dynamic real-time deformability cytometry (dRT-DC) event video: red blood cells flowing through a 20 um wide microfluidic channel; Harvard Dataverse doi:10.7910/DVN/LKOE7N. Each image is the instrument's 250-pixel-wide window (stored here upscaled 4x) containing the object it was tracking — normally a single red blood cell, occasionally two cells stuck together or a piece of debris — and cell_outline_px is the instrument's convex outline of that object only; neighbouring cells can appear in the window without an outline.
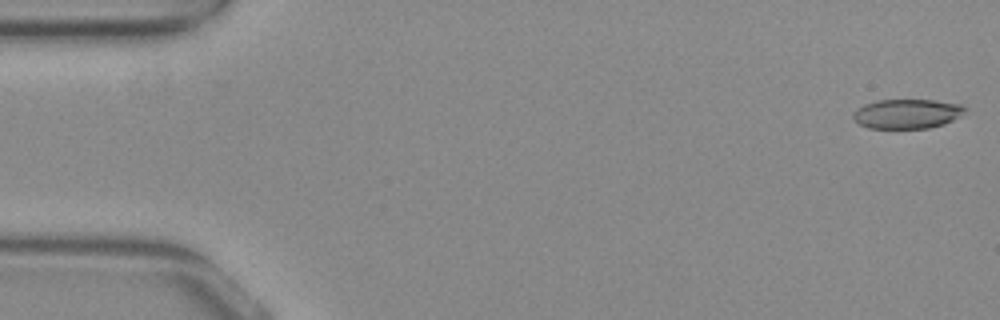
{"species": "common noctule bat (a hibernating species)", "species_latin": "Nyctalus noctula", "temperature_condition": "warm", "stored_images_in_passage": 43, "camera_frame_rate_fps": 3000, "um_per_image_px": 0.085, "animal": {"sex": "female", "body_mass_g": 29.2, "forearm_length_mm": 56.3}, "frame": {"image": 1, "passage_image": 1, "time_ms": 0.0, "image_size_px": [1000, 320], "cell_outline_px": [[964, 108], [952, 120], [944, 124], [928, 128], [868, 128], [860, 124], [852, 116], [852, 112], [864, 104], [876, 100], [932, 100], [960, 104]], "centroid_in_image_um": [77.01, 9.67], "position_along_channel_um": 8.0, "area_um2": 18.84}}
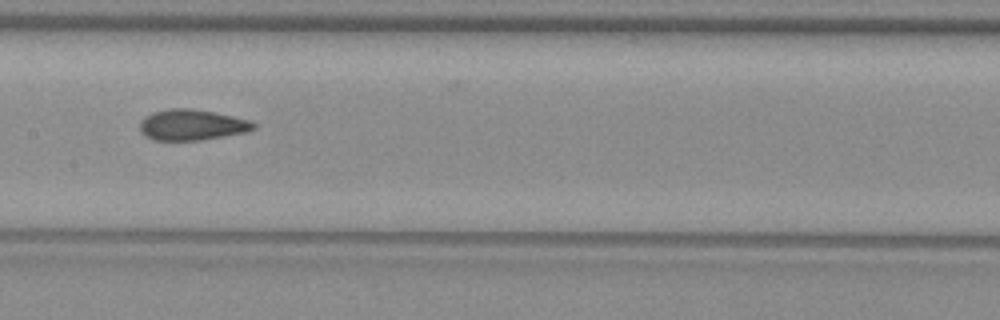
{"frame": {"image": 2, "passage_image": 26, "time_ms": 8.333, "image_size_px": [1000, 320], "cell_outline_px": [[256, 128], [244, 132], [224, 136], [200, 140], [152, 140], [144, 136], [140, 132], [140, 120], [144, 116], [152, 112], [172, 108], [192, 108], [232, 116], [248, 120], [256, 124]], "centroid_in_image_um": [16.25, 10.61], "position_along_channel_um": 191.2, "area_um2": 20.4}}
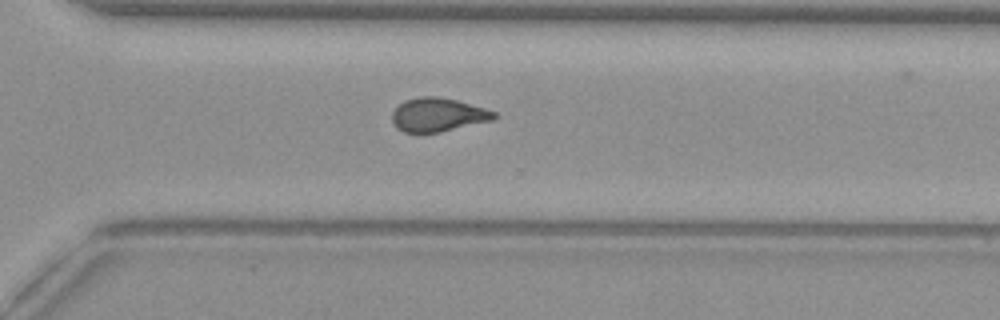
{"frame": {"image": 3, "passage_image": 37, "time_ms": 12.0, "image_size_px": [1000, 320], "cell_outline_px": [[496, 120], [440, 132], [420, 136], [404, 132], [396, 128], [392, 124], [392, 112], [404, 100], [420, 96], [436, 96], [456, 100], [484, 108], [496, 112]], "centroid_in_image_um": [37.19, 9.8], "position_along_channel_um": 333.4, "area_um2": 20.63}, "authors_computed_cell_mechanics": {"area_um2": 20.4612, "velocity_mm_per_s": 3.8952, "shape_relaxation_time_tau1_ms": null, "shape_relaxation_time_tau2_ms": 1.7353, "deformation_change_tau1": null, "deformation_change_tau2": 0.0844}}